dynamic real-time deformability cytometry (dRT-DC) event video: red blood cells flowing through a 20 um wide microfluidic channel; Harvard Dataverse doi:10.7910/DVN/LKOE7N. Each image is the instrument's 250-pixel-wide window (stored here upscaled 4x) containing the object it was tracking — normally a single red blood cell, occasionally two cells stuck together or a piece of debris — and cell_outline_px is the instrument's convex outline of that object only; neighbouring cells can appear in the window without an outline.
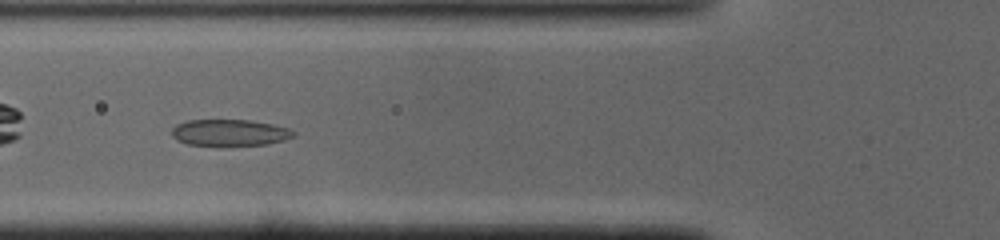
{"species": "common noctule bat (a hibernating species)", "species_latin": "Nyctalus noctula", "temperature_condition": "cold", "stored_images_in_passage": 36, "camera_frame_rate_fps": 3000, "um_per_image_px": 0.085, "animal": {"sex": "male", "body_mass_g": 19.0, "forearm_length_mm": 50.8}, "frame": {"image": 1, "passage_image": 5, "time_ms": 1.333, "image_size_px": [1000, 240], "cell_outline_px": [[296, 136], [284, 140], [268, 144], [228, 148], [216, 148], [188, 144], [176, 140], [172, 136], [172, 128], [176, 124], [188, 120], [252, 120], [272, 124], [288, 128], [296, 132]], "centroid_in_image_um": [19.52, 11.32], "position_along_channel_um": 106.3, "area_um2": 19.83}}
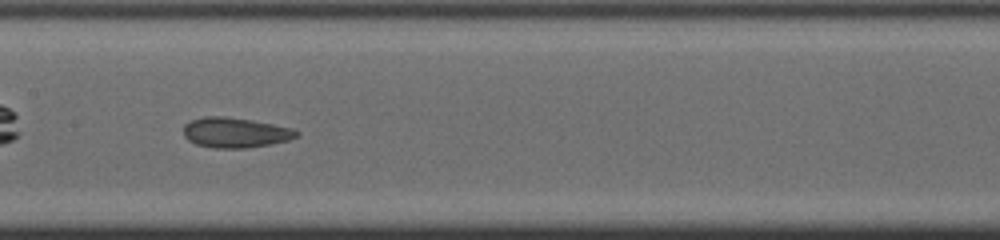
{"frame": {"image": 2, "passage_image": 11, "time_ms": 3.333, "image_size_px": [1000, 240], "cell_outline_px": [[300, 132], [296, 136], [288, 140], [272, 144], [248, 148], [212, 148], [196, 144], [188, 140], [184, 136], [184, 124], [192, 120], [204, 116], [224, 116], [252, 120], [292, 128]], "centroid_in_image_um": [19.98, 11.27], "position_along_channel_um": 187.4, "area_um2": 19.88}}
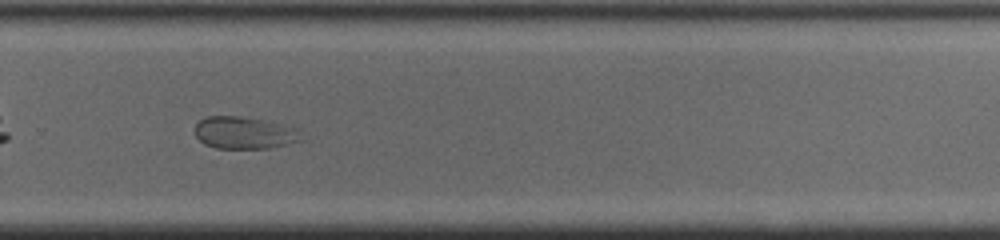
{"frame": {"image": 3, "passage_image": 20, "time_ms": 6.333, "image_size_px": [1000, 240], "cell_outline_px": [[304, 140], [268, 148], [216, 148], [204, 144], [196, 136], [196, 124], [204, 116], [240, 116], [300, 128]], "centroid_in_image_um": [20.8, 11.29], "position_along_channel_um": 309.0, "area_um2": 19.94}, "authors_computed_cell_mechanics": {"area_um2": 20.0277, "velocity_mm_per_s": 4.0586, "shape_relaxation_time_tau1_ms": 3.0651, "shape_relaxation_time_tau2_ms": null, "deformation_change_tau1": 0.1103, "deformation_change_tau2": null}}